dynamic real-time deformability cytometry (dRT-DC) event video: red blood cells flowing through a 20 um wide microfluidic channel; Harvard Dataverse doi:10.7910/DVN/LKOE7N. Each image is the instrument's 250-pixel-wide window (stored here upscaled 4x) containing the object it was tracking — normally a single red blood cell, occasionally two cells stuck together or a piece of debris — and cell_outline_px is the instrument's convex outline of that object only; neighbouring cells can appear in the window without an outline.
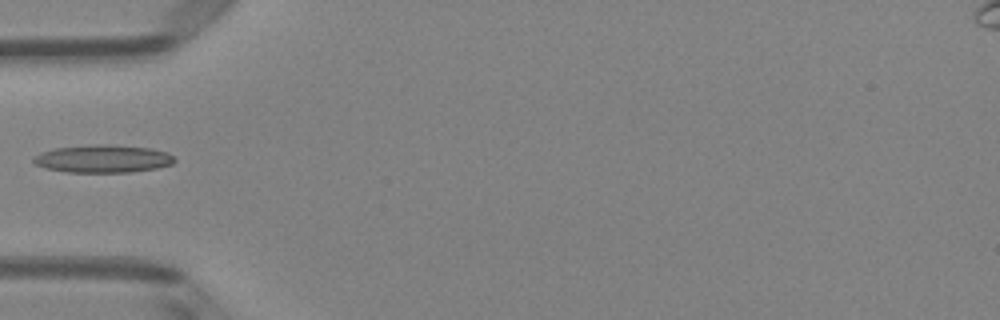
{"species": "Egyptian fruit bat (a non-hibernating species)", "species_latin": "Rousettus aegyptiacus", "temperature_condition": "room temperature", "stored_images_in_passage": 5, "camera_frame_rate_fps": 3000, "um_per_image_px": 0.085, "animal": {"sex": "female"}, "frame": {"image": 1, "passage_image": 5, "time_ms": 1.333, "image_size_px": [1000, 320], "cell_outline_px": [[176, 160], [172, 164], [156, 168], [128, 172], [68, 172], [44, 168], [36, 164], [32, 160], [32, 156], [40, 152], [56, 148], [96, 144], [108, 144], [148, 148], [168, 152]], "centroid_in_image_um": [8.72, 13.49], "position_along_channel_um": 76.3, "area_um2": 22.77}}